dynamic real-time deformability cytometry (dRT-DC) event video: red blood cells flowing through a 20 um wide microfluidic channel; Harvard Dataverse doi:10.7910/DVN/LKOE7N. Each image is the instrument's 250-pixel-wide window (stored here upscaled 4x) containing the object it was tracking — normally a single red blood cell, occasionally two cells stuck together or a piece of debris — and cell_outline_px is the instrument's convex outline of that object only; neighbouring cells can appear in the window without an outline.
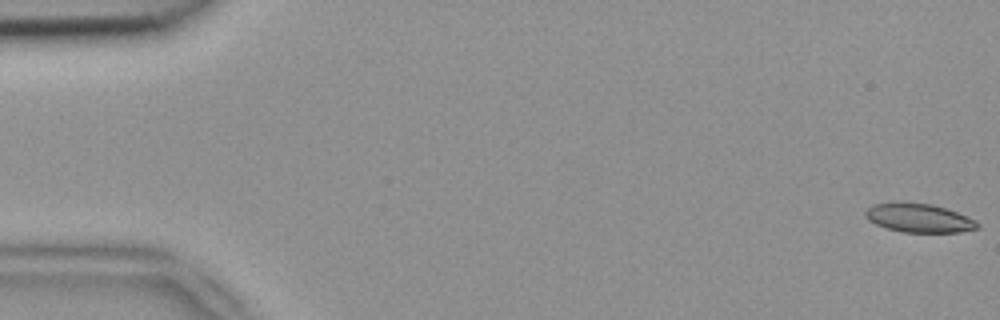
{"species": "common noctule bat (a hibernating species)", "species_latin": "Nyctalus noctula", "temperature_condition": "room temperature", "stored_images_in_passage": 52, "camera_frame_rate_fps": 3000, "um_per_image_px": 0.085, "animal": {"sex": "female", "body_mass_g": 18.4}, "frame": {"image": 1, "passage_image": 1, "time_ms": 0.0, "image_size_px": [1000, 320], "cell_outline_px": [[980, 228], [960, 232], [904, 232], [888, 228], [876, 224], [868, 220], [864, 216], [864, 212], [872, 204], [892, 200], [896, 200], [932, 204], [968, 216], [976, 220], [980, 224]], "centroid_in_image_um": [78.08, 18.49], "position_along_channel_um": 6.9, "area_um2": 19.25}}
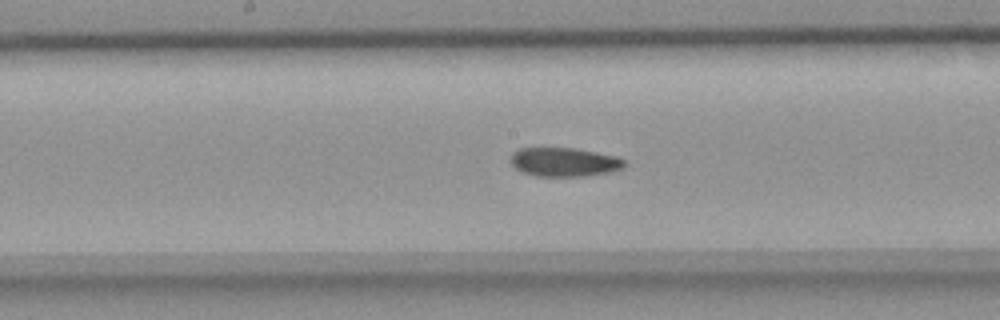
{"frame": {"image": 2, "passage_image": 27, "time_ms": 8.667, "image_size_px": [1000, 320], "cell_outline_px": [[624, 164], [620, 168], [608, 172], [584, 176], [536, 176], [524, 172], [516, 168], [512, 164], [512, 152], [520, 148], [576, 148], [616, 156], [624, 160]], "centroid_in_image_um": [47.94, 13.76], "position_along_channel_um": 200.3, "area_um2": 18.84}}
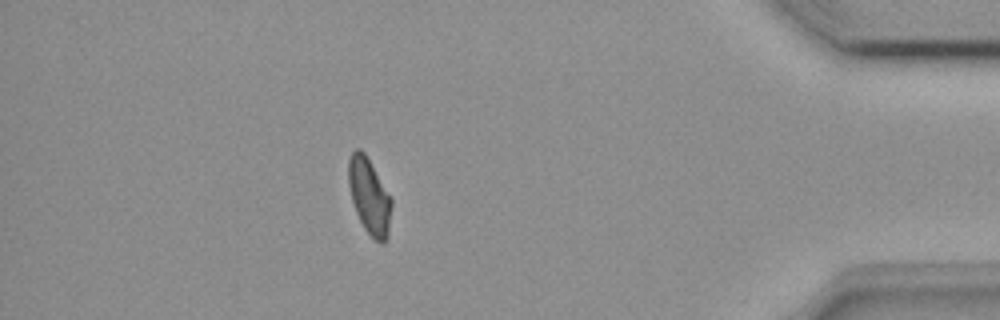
{"frame": {"image": 3, "passage_image": 46, "time_ms": 15.0, "image_size_px": [1000, 320], "cell_outline_px": [[392, 204], [388, 236], [384, 244], [380, 244], [372, 240], [364, 228], [356, 212], [352, 200], [348, 184], [348, 160], [352, 152], [356, 148], [360, 148], [364, 152], [392, 200]], "centroid_in_image_um": [31.39, 16.73], "position_along_channel_um": 403.8, "area_um2": 19.02}, "authors_computed_cell_mechanics": {"area_um2": 19.7387, "velocity_mm_per_s": 3.933, "shape_relaxation_time_tau1_ms": null, "shape_relaxation_time_tau2_ms": 4.4464, "deformation_change_tau1": null, "deformation_change_tau2": 0.1045}}